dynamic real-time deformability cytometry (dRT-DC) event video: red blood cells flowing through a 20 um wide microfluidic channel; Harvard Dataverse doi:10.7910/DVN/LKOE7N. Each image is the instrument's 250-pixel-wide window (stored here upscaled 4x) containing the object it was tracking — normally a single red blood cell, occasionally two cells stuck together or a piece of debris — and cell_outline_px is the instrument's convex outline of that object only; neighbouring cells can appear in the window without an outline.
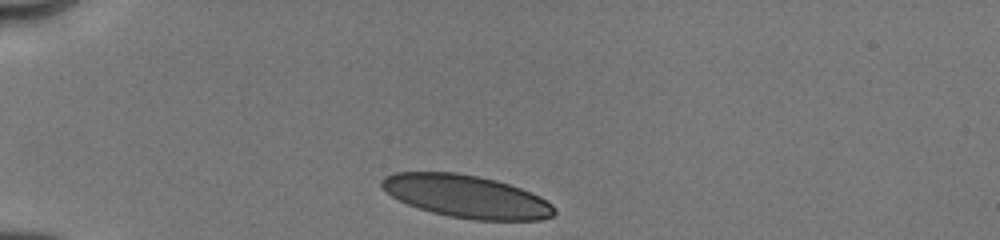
{"species": "human", "species_latin": "Homo sapiens", "temperature_condition": "cold", "stored_images_in_passage": 13, "camera_frame_rate_fps": 3000, "um_per_image_px": 0.085, "donor": {"sex": "male"}, "frame": {"image": 1, "passage_image": 1, "time_ms": 0.0, "image_size_px": [1000, 240], "cell_outline_px": [[556, 212], [552, 216], [540, 220], [476, 220], [448, 216], [432, 212], [408, 204], [392, 196], [380, 184], [380, 180], [384, 176], [396, 172], [456, 172], [496, 180], [520, 188], [540, 196], [552, 204], [556, 208]], "centroid_in_image_um": [39.66, 16.69], "position_along_channel_um": 45.3, "area_um2": 42.71}}
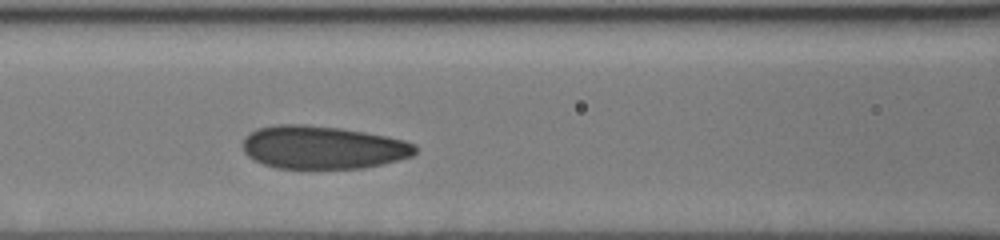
{"frame": {"image": 2, "passage_image": 8, "time_ms": 3.333, "image_size_px": [1000, 240], "cell_outline_px": [[416, 152], [412, 156], [364, 168], [276, 168], [264, 164], [248, 156], [244, 152], [244, 140], [256, 128], [276, 124], [304, 124], [340, 128], [388, 136], [404, 140], [416, 144]], "centroid_in_image_um": [27.45, 12.52], "position_along_channel_um": 139.2, "area_um2": 43.06}}
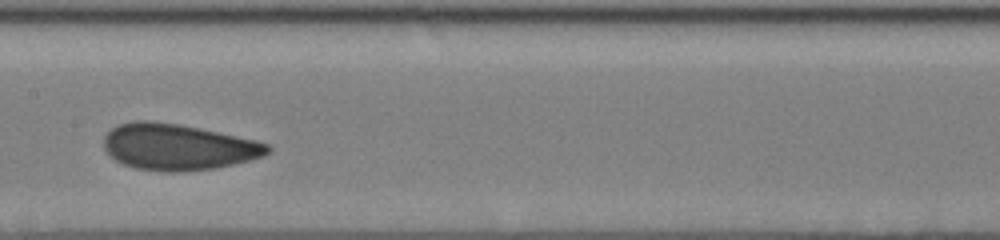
{"frame": {"image": 3, "passage_image": 11, "time_ms": 4.667, "image_size_px": [1000, 240], "cell_outline_px": [[272, 148], [264, 156], [252, 160], [216, 168], [184, 172], [164, 172], [136, 168], [124, 164], [116, 160], [104, 148], [104, 136], [112, 128], [120, 124], [136, 120], [152, 120], [180, 124], [200, 128], [256, 140], [268, 144]], "centroid_in_image_um": [15.15, 12.49], "position_along_channel_um": 192.2, "area_um2": 44.27}}